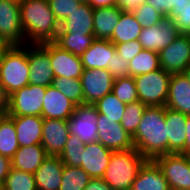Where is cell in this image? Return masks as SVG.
I'll return each instance as SVG.
<instances>
[{"label":"cell","instance_id":"cell-3","mask_svg":"<svg viewBox=\"0 0 190 190\" xmlns=\"http://www.w3.org/2000/svg\"><path fill=\"white\" fill-rule=\"evenodd\" d=\"M146 161L147 159L135 148L112 152L102 179L113 190H130L140 168Z\"/></svg>","mask_w":190,"mask_h":190},{"label":"cell","instance_id":"cell-10","mask_svg":"<svg viewBox=\"0 0 190 190\" xmlns=\"http://www.w3.org/2000/svg\"><path fill=\"white\" fill-rule=\"evenodd\" d=\"M160 67L170 74H182L190 65V37L180 34L159 52Z\"/></svg>","mask_w":190,"mask_h":190},{"label":"cell","instance_id":"cell-21","mask_svg":"<svg viewBox=\"0 0 190 190\" xmlns=\"http://www.w3.org/2000/svg\"><path fill=\"white\" fill-rule=\"evenodd\" d=\"M63 167L59 156H48L34 173L37 190H59Z\"/></svg>","mask_w":190,"mask_h":190},{"label":"cell","instance_id":"cell-15","mask_svg":"<svg viewBox=\"0 0 190 190\" xmlns=\"http://www.w3.org/2000/svg\"><path fill=\"white\" fill-rule=\"evenodd\" d=\"M50 54L51 68L54 77L80 78L83 73V65L80 56L61 49L54 42L41 44Z\"/></svg>","mask_w":190,"mask_h":190},{"label":"cell","instance_id":"cell-14","mask_svg":"<svg viewBox=\"0 0 190 190\" xmlns=\"http://www.w3.org/2000/svg\"><path fill=\"white\" fill-rule=\"evenodd\" d=\"M29 84L51 86L55 79L49 52L41 44H27Z\"/></svg>","mask_w":190,"mask_h":190},{"label":"cell","instance_id":"cell-26","mask_svg":"<svg viewBox=\"0 0 190 190\" xmlns=\"http://www.w3.org/2000/svg\"><path fill=\"white\" fill-rule=\"evenodd\" d=\"M48 156L41 144L23 146L11 158V168L34 174Z\"/></svg>","mask_w":190,"mask_h":190},{"label":"cell","instance_id":"cell-16","mask_svg":"<svg viewBox=\"0 0 190 190\" xmlns=\"http://www.w3.org/2000/svg\"><path fill=\"white\" fill-rule=\"evenodd\" d=\"M112 152L98 141L87 143L81 156L80 167L91 178H102L110 162Z\"/></svg>","mask_w":190,"mask_h":190},{"label":"cell","instance_id":"cell-13","mask_svg":"<svg viewBox=\"0 0 190 190\" xmlns=\"http://www.w3.org/2000/svg\"><path fill=\"white\" fill-rule=\"evenodd\" d=\"M80 79L84 104L94 105L106 94L112 92L114 78L107 69H83Z\"/></svg>","mask_w":190,"mask_h":190},{"label":"cell","instance_id":"cell-42","mask_svg":"<svg viewBox=\"0 0 190 190\" xmlns=\"http://www.w3.org/2000/svg\"><path fill=\"white\" fill-rule=\"evenodd\" d=\"M114 45L116 53L120 56V58H123L129 62L143 49L138 40Z\"/></svg>","mask_w":190,"mask_h":190},{"label":"cell","instance_id":"cell-51","mask_svg":"<svg viewBox=\"0 0 190 190\" xmlns=\"http://www.w3.org/2000/svg\"><path fill=\"white\" fill-rule=\"evenodd\" d=\"M9 46L10 45L7 42L0 39V62L2 60V57H3L4 53H5V51L8 49Z\"/></svg>","mask_w":190,"mask_h":190},{"label":"cell","instance_id":"cell-30","mask_svg":"<svg viewBox=\"0 0 190 190\" xmlns=\"http://www.w3.org/2000/svg\"><path fill=\"white\" fill-rule=\"evenodd\" d=\"M129 76L135 77L160 69L159 53L142 49L129 62Z\"/></svg>","mask_w":190,"mask_h":190},{"label":"cell","instance_id":"cell-1","mask_svg":"<svg viewBox=\"0 0 190 190\" xmlns=\"http://www.w3.org/2000/svg\"><path fill=\"white\" fill-rule=\"evenodd\" d=\"M134 148L147 160L167 154L165 106H147L132 137Z\"/></svg>","mask_w":190,"mask_h":190},{"label":"cell","instance_id":"cell-28","mask_svg":"<svg viewBox=\"0 0 190 190\" xmlns=\"http://www.w3.org/2000/svg\"><path fill=\"white\" fill-rule=\"evenodd\" d=\"M142 26L136 21L132 12L122 11L119 22L109 39L113 44L138 40Z\"/></svg>","mask_w":190,"mask_h":190},{"label":"cell","instance_id":"cell-49","mask_svg":"<svg viewBox=\"0 0 190 190\" xmlns=\"http://www.w3.org/2000/svg\"><path fill=\"white\" fill-rule=\"evenodd\" d=\"M93 9L117 6V0H89L87 2Z\"/></svg>","mask_w":190,"mask_h":190},{"label":"cell","instance_id":"cell-31","mask_svg":"<svg viewBox=\"0 0 190 190\" xmlns=\"http://www.w3.org/2000/svg\"><path fill=\"white\" fill-rule=\"evenodd\" d=\"M94 39V34H57L54 43L63 50L81 56Z\"/></svg>","mask_w":190,"mask_h":190},{"label":"cell","instance_id":"cell-32","mask_svg":"<svg viewBox=\"0 0 190 190\" xmlns=\"http://www.w3.org/2000/svg\"><path fill=\"white\" fill-rule=\"evenodd\" d=\"M99 114H103L107 119L120 123L124 115L126 104L121 102L112 92L94 104Z\"/></svg>","mask_w":190,"mask_h":190},{"label":"cell","instance_id":"cell-4","mask_svg":"<svg viewBox=\"0 0 190 190\" xmlns=\"http://www.w3.org/2000/svg\"><path fill=\"white\" fill-rule=\"evenodd\" d=\"M27 44L11 45L0 62V83L11 95L29 84Z\"/></svg>","mask_w":190,"mask_h":190},{"label":"cell","instance_id":"cell-43","mask_svg":"<svg viewBox=\"0 0 190 190\" xmlns=\"http://www.w3.org/2000/svg\"><path fill=\"white\" fill-rule=\"evenodd\" d=\"M129 61L120 58L115 52L112 56L111 68L108 70L114 79L123 78L129 76Z\"/></svg>","mask_w":190,"mask_h":190},{"label":"cell","instance_id":"cell-33","mask_svg":"<svg viewBox=\"0 0 190 190\" xmlns=\"http://www.w3.org/2000/svg\"><path fill=\"white\" fill-rule=\"evenodd\" d=\"M91 179L81 167L64 164L59 190H84Z\"/></svg>","mask_w":190,"mask_h":190},{"label":"cell","instance_id":"cell-40","mask_svg":"<svg viewBox=\"0 0 190 190\" xmlns=\"http://www.w3.org/2000/svg\"><path fill=\"white\" fill-rule=\"evenodd\" d=\"M136 21L142 26V28L151 27L159 24L164 16L157 12L152 6L146 2L142 3L139 7L132 11Z\"/></svg>","mask_w":190,"mask_h":190},{"label":"cell","instance_id":"cell-36","mask_svg":"<svg viewBox=\"0 0 190 190\" xmlns=\"http://www.w3.org/2000/svg\"><path fill=\"white\" fill-rule=\"evenodd\" d=\"M84 146L85 144L77 136L69 134L68 140L59 157L67 166L80 167Z\"/></svg>","mask_w":190,"mask_h":190},{"label":"cell","instance_id":"cell-48","mask_svg":"<svg viewBox=\"0 0 190 190\" xmlns=\"http://www.w3.org/2000/svg\"><path fill=\"white\" fill-rule=\"evenodd\" d=\"M11 168V159L0 155V181L4 182Z\"/></svg>","mask_w":190,"mask_h":190},{"label":"cell","instance_id":"cell-9","mask_svg":"<svg viewBox=\"0 0 190 190\" xmlns=\"http://www.w3.org/2000/svg\"><path fill=\"white\" fill-rule=\"evenodd\" d=\"M180 31L174 20L164 17L159 24L142 28L138 41L143 49L159 53L169 46L178 36Z\"/></svg>","mask_w":190,"mask_h":190},{"label":"cell","instance_id":"cell-50","mask_svg":"<svg viewBox=\"0 0 190 190\" xmlns=\"http://www.w3.org/2000/svg\"><path fill=\"white\" fill-rule=\"evenodd\" d=\"M184 155H190V115H187L186 118V141Z\"/></svg>","mask_w":190,"mask_h":190},{"label":"cell","instance_id":"cell-2","mask_svg":"<svg viewBox=\"0 0 190 190\" xmlns=\"http://www.w3.org/2000/svg\"><path fill=\"white\" fill-rule=\"evenodd\" d=\"M21 24L27 44L54 42L60 30L48 0H21Z\"/></svg>","mask_w":190,"mask_h":190},{"label":"cell","instance_id":"cell-11","mask_svg":"<svg viewBox=\"0 0 190 190\" xmlns=\"http://www.w3.org/2000/svg\"><path fill=\"white\" fill-rule=\"evenodd\" d=\"M97 116L98 111L94 105L76 106L74 113L68 120L69 134L77 136L84 144L97 141Z\"/></svg>","mask_w":190,"mask_h":190},{"label":"cell","instance_id":"cell-20","mask_svg":"<svg viewBox=\"0 0 190 190\" xmlns=\"http://www.w3.org/2000/svg\"><path fill=\"white\" fill-rule=\"evenodd\" d=\"M115 45L107 39H94L91 46L80 56L83 69L111 68Z\"/></svg>","mask_w":190,"mask_h":190},{"label":"cell","instance_id":"cell-46","mask_svg":"<svg viewBox=\"0 0 190 190\" xmlns=\"http://www.w3.org/2000/svg\"><path fill=\"white\" fill-rule=\"evenodd\" d=\"M84 190H113L102 178H92Z\"/></svg>","mask_w":190,"mask_h":190},{"label":"cell","instance_id":"cell-17","mask_svg":"<svg viewBox=\"0 0 190 190\" xmlns=\"http://www.w3.org/2000/svg\"><path fill=\"white\" fill-rule=\"evenodd\" d=\"M68 136V120H43L41 145L49 156H59L62 153Z\"/></svg>","mask_w":190,"mask_h":190},{"label":"cell","instance_id":"cell-22","mask_svg":"<svg viewBox=\"0 0 190 190\" xmlns=\"http://www.w3.org/2000/svg\"><path fill=\"white\" fill-rule=\"evenodd\" d=\"M165 107L190 115V83L182 74H171Z\"/></svg>","mask_w":190,"mask_h":190},{"label":"cell","instance_id":"cell-45","mask_svg":"<svg viewBox=\"0 0 190 190\" xmlns=\"http://www.w3.org/2000/svg\"><path fill=\"white\" fill-rule=\"evenodd\" d=\"M9 97L10 95L0 83V116L8 115Z\"/></svg>","mask_w":190,"mask_h":190},{"label":"cell","instance_id":"cell-7","mask_svg":"<svg viewBox=\"0 0 190 190\" xmlns=\"http://www.w3.org/2000/svg\"><path fill=\"white\" fill-rule=\"evenodd\" d=\"M0 39L10 46L27 44L21 24L19 2L0 0Z\"/></svg>","mask_w":190,"mask_h":190},{"label":"cell","instance_id":"cell-23","mask_svg":"<svg viewBox=\"0 0 190 190\" xmlns=\"http://www.w3.org/2000/svg\"><path fill=\"white\" fill-rule=\"evenodd\" d=\"M94 9L82 2L66 20L60 24L58 34H94L93 31Z\"/></svg>","mask_w":190,"mask_h":190},{"label":"cell","instance_id":"cell-37","mask_svg":"<svg viewBox=\"0 0 190 190\" xmlns=\"http://www.w3.org/2000/svg\"><path fill=\"white\" fill-rule=\"evenodd\" d=\"M146 107L147 106L139 100L126 104L124 115L120 123L130 136H134Z\"/></svg>","mask_w":190,"mask_h":190},{"label":"cell","instance_id":"cell-41","mask_svg":"<svg viewBox=\"0 0 190 190\" xmlns=\"http://www.w3.org/2000/svg\"><path fill=\"white\" fill-rule=\"evenodd\" d=\"M51 11L53 12L56 20L61 24L70 14L78 9L82 3L80 0H48Z\"/></svg>","mask_w":190,"mask_h":190},{"label":"cell","instance_id":"cell-47","mask_svg":"<svg viewBox=\"0 0 190 190\" xmlns=\"http://www.w3.org/2000/svg\"><path fill=\"white\" fill-rule=\"evenodd\" d=\"M144 2L145 0H117V6L123 11L132 12Z\"/></svg>","mask_w":190,"mask_h":190},{"label":"cell","instance_id":"cell-29","mask_svg":"<svg viewBox=\"0 0 190 190\" xmlns=\"http://www.w3.org/2000/svg\"><path fill=\"white\" fill-rule=\"evenodd\" d=\"M20 148L14 121L8 116H0V155L12 158Z\"/></svg>","mask_w":190,"mask_h":190},{"label":"cell","instance_id":"cell-38","mask_svg":"<svg viewBox=\"0 0 190 190\" xmlns=\"http://www.w3.org/2000/svg\"><path fill=\"white\" fill-rule=\"evenodd\" d=\"M112 93L125 104L138 101L136 84L132 76L114 79Z\"/></svg>","mask_w":190,"mask_h":190},{"label":"cell","instance_id":"cell-8","mask_svg":"<svg viewBox=\"0 0 190 190\" xmlns=\"http://www.w3.org/2000/svg\"><path fill=\"white\" fill-rule=\"evenodd\" d=\"M161 168L170 190H190V168L183 154H166L154 160Z\"/></svg>","mask_w":190,"mask_h":190},{"label":"cell","instance_id":"cell-34","mask_svg":"<svg viewBox=\"0 0 190 190\" xmlns=\"http://www.w3.org/2000/svg\"><path fill=\"white\" fill-rule=\"evenodd\" d=\"M52 86L69 98L76 106L84 104V94L80 78L55 77Z\"/></svg>","mask_w":190,"mask_h":190},{"label":"cell","instance_id":"cell-52","mask_svg":"<svg viewBox=\"0 0 190 190\" xmlns=\"http://www.w3.org/2000/svg\"><path fill=\"white\" fill-rule=\"evenodd\" d=\"M182 75L189 81L190 83V65L182 72Z\"/></svg>","mask_w":190,"mask_h":190},{"label":"cell","instance_id":"cell-25","mask_svg":"<svg viewBox=\"0 0 190 190\" xmlns=\"http://www.w3.org/2000/svg\"><path fill=\"white\" fill-rule=\"evenodd\" d=\"M130 190H170L161 168L147 160L140 168Z\"/></svg>","mask_w":190,"mask_h":190},{"label":"cell","instance_id":"cell-53","mask_svg":"<svg viewBox=\"0 0 190 190\" xmlns=\"http://www.w3.org/2000/svg\"><path fill=\"white\" fill-rule=\"evenodd\" d=\"M185 156H186V158H187V163H188L189 168H190V155H185Z\"/></svg>","mask_w":190,"mask_h":190},{"label":"cell","instance_id":"cell-39","mask_svg":"<svg viewBox=\"0 0 190 190\" xmlns=\"http://www.w3.org/2000/svg\"><path fill=\"white\" fill-rule=\"evenodd\" d=\"M174 20L180 34L190 33V0H174V8L167 16Z\"/></svg>","mask_w":190,"mask_h":190},{"label":"cell","instance_id":"cell-18","mask_svg":"<svg viewBox=\"0 0 190 190\" xmlns=\"http://www.w3.org/2000/svg\"><path fill=\"white\" fill-rule=\"evenodd\" d=\"M187 115L165 107V124L167 127V154H183L186 141Z\"/></svg>","mask_w":190,"mask_h":190},{"label":"cell","instance_id":"cell-5","mask_svg":"<svg viewBox=\"0 0 190 190\" xmlns=\"http://www.w3.org/2000/svg\"><path fill=\"white\" fill-rule=\"evenodd\" d=\"M138 100L146 106H165L171 74L162 68L133 77Z\"/></svg>","mask_w":190,"mask_h":190},{"label":"cell","instance_id":"cell-24","mask_svg":"<svg viewBox=\"0 0 190 190\" xmlns=\"http://www.w3.org/2000/svg\"><path fill=\"white\" fill-rule=\"evenodd\" d=\"M14 121L20 147L41 144L42 116H9Z\"/></svg>","mask_w":190,"mask_h":190},{"label":"cell","instance_id":"cell-6","mask_svg":"<svg viewBox=\"0 0 190 190\" xmlns=\"http://www.w3.org/2000/svg\"><path fill=\"white\" fill-rule=\"evenodd\" d=\"M46 87L34 84L16 90L9 97L8 116H42Z\"/></svg>","mask_w":190,"mask_h":190},{"label":"cell","instance_id":"cell-27","mask_svg":"<svg viewBox=\"0 0 190 190\" xmlns=\"http://www.w3.org/2000/svg\"><path fill=\"white\" fill-rule=\"evenodd\" d=\"M122 11L118 6L95 8L93 12L94 38L109 40Z\"/></svg>","mask_w":190,"mask_h":190},{"label":"cell","instance_id":"cell-35","mask_svg":"<svg viewBox=\"0 0 190 190\" xmlns=\"http://www.w3.org/2000/svg\"><path fill=\"white\" fill-rule=\"evenodd\" d=\"M4 190H37L32 173L10 168L4 181Z\"/></svg>","mask_w":190,"mask_h":190},{"label":"cell","instance_id":"cell-19","mask_svg":"<svg viewBox=\"0 0 190 190\" xmlns=\"http://www.w3.org/2000/svg\"><path fill=\"white\" fill-rule=\"evenodd\" d=\"M76 105L55 87L47 86L43 100L42 117L44 119L69 120Z\"/></svg>","mask_w":190,"mask_h":190},{"label":"cell","instance_id":"cell-12","mask_svg":"<svg viewBox=\"0 0 190 190\" xmlns=\"http://www.w3.org/2000/svg\"><path fill=\"white\" fill-rule=\"evenodd\" d=\"M97 141L113 152L126 151L134 148L132 136L124 130L121 123L107 119L105 115L97 116Z\"/></svg>","mask_w":190,"mask_h":190},{"label":"cell","instance_id":"cell-54","mask_svg":"<svg viewBox=\"0 0 190 190\" xmlns=\"http://www.w3.org/2000/svg\"><path fill=\"white\" fill-rule=\"evenodd\" d=\"M0 190H4V182L0 181Z\"/></svg>","mask_w":190,"mask_h":190},{"label":"cell","instance_id":"cell-44","mask_svg":"<svg viewBox=\"0 0 190 190\" xmlns=\"http://www.w3.org/2000/svg\"><path fill=\"white\" fill-rule=\"evenodd\" d=\"M145 2L164 17L168 16L174 8V0H145Z\"/></svg>","mask_w":190,"mask_h":190}]
</instances>
